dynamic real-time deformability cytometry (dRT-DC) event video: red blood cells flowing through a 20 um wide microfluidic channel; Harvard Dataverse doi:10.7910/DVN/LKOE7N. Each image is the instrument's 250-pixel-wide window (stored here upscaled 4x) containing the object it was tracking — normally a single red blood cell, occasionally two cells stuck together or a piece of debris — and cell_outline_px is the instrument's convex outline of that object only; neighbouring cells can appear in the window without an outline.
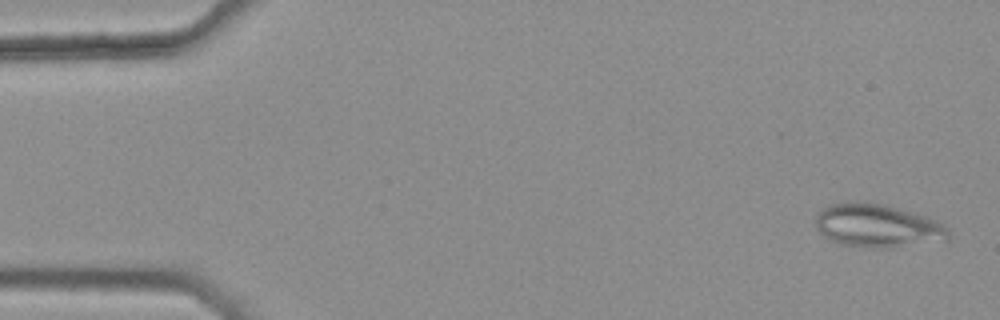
{"species": "common noctule bat (a hibernating species)", "species_latin": "Nyctalus noctula", "temperature_condition": "warm", "stored_images_in_passage": 45, "camera_frame_rate_fps": 3000, "um_per_image_px": 0.085, "animal": {"sex": "female", "body_mass_g": 25.1}, "frame": {"image": 1, "passage_image": 2, "time_ms": 0.333, "image_size_px": [1000, 320], "cell_outline_px": [[948, 240], [896, 248], [868, 248], [840, 244], [824, 236], [816, 228], [816, 216], [828, 204], [848, 200], [856, 200], [880, 204], [912, 212], [936, 220], [948, 228]], "centroid_in_image_um": [74.57, 19.19], "position_along_channel_um": 10.4, "area_um2": 33.81}}
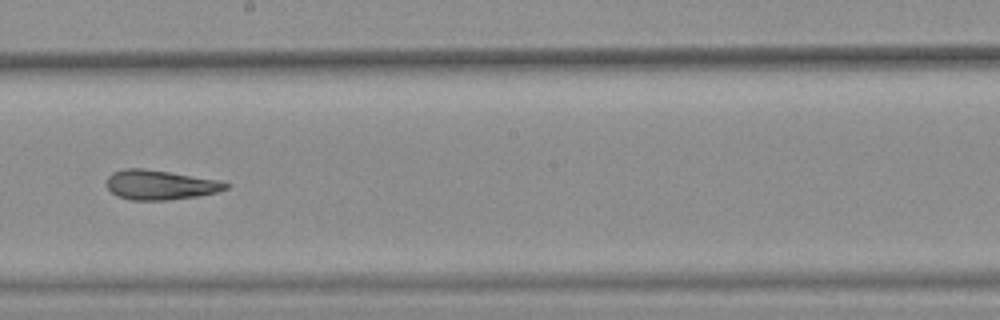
{"frame": {"image": 2, "passage_image": 30, "time_ms": 9.667, "image_size_px": [1000, 320], "cell_outline_px": [[232, 184], [228, 188], [216, 192], [196, 196], [168, 200], [132, 200], [116, 196], [104, 184], [108, 176], [112, 172], [124, 168], [144, 168], [216, 180]], "centroid_in_image_um": [13.55, 15.71], "position_along_channel_um": 234.7, "area_um2": 20.52}}
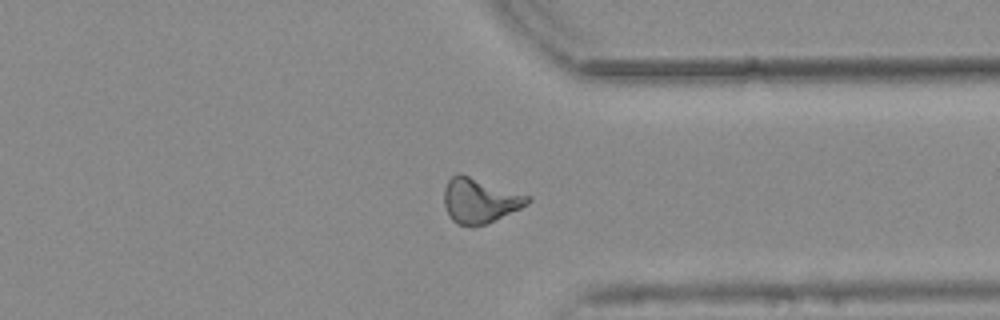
{"frame": {"image": 3, "passage_image": 41, "time_ms": 13.333, "image_size_px": [1000, 320], "cell_outline_px": [[532, 200], [528, 204], [520, 208], [484, 224], [472, 228], [456, 224], [448, 216], [444, 204], [444, 188], [448, 180], [456, 172], [460, 172], [532, 196]], "centroid_in_image_um": [40.76, 17.03], "position_along_channel_um": 370.6, "area_um2": 22.25}, "authors_computed_cell_mechanics": {"area_um2": 21.5594, "velocity_mm_per_s": 3.7576, "shape_relaxation_time_tau1_ms": null, "shape_relaxation_time_tau2_ms": 3.2998, "deformation_change_tau1": null, "deformation_change_tau2": 0.122}}